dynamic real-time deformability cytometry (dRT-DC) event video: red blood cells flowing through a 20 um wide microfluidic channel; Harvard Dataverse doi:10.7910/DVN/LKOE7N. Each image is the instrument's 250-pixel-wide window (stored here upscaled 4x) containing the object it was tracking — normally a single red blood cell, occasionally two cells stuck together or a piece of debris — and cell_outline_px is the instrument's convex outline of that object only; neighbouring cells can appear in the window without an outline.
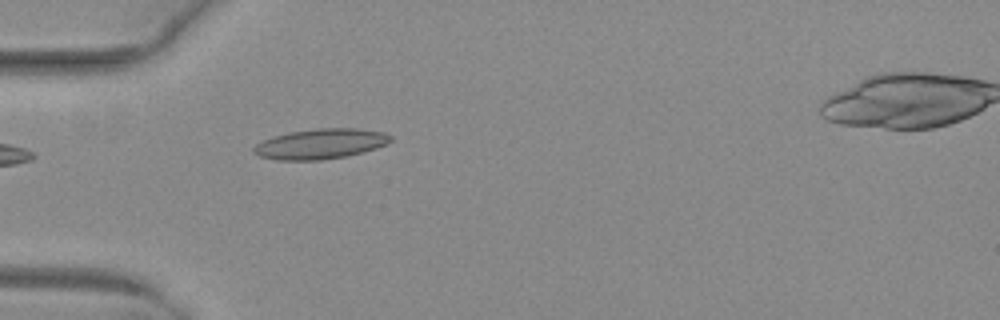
{"species": "common noctule bat (a hibernating species)", "species_latin": "Nyctalus noctula", "temperature_condition": "warm", "stored_images_in_passage": 34, "camera_frame_rate_fps": 3000, "um_per_image_px": 0.085, "animal": {"sex": "female", "body_mass_g": 29.2, "forearm_length_mm": 56.3}, "frame": {"image": 1, "passage_image": 1, "time_ms": 0.0, "image_size_px": [1000, 320], "cell_outline_px": [[392, 140], [388, 144], [376, 148], [348, 156], [320, 160], [276, 160], [260, 156], [252, 152], [252, 148], [256, 144], [264, 140], [276, 136], [292, 132], [316, 128], [356, 128], [384, 132], [392, 136]], "centroid_in_image_um": [27.28, 12.23], "position_along_channel_um": 57.7, "area_um2": 24.04}}
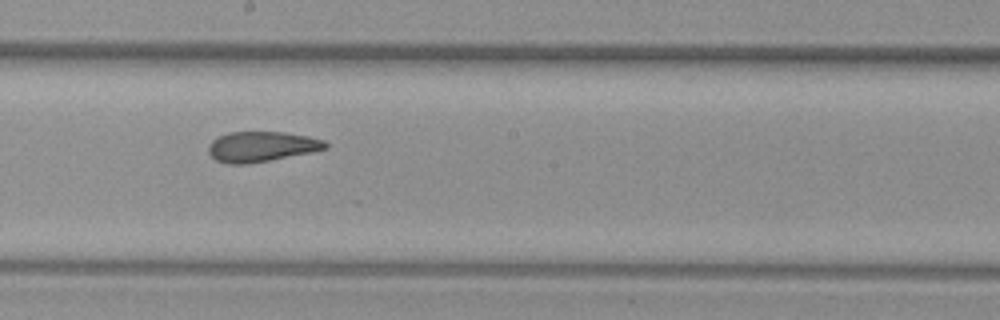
{"frame": {"image": 2, "passage_image": 14, "time_ms": 4.333, "image_size_px": [1000, 320], "cell_outline_px": [[328, 148], [312, 152], [248, 164], [228, 164], [216, 160], [208, 152], [208, 144], [212, 140], [228, 132], [284, 132], [308, 136], [324, 140], [328, 144]], "centroid_in_image_um": [22.23, 12.46], "position_along_channel_um": 226.0, "area_um2": 20.63}}
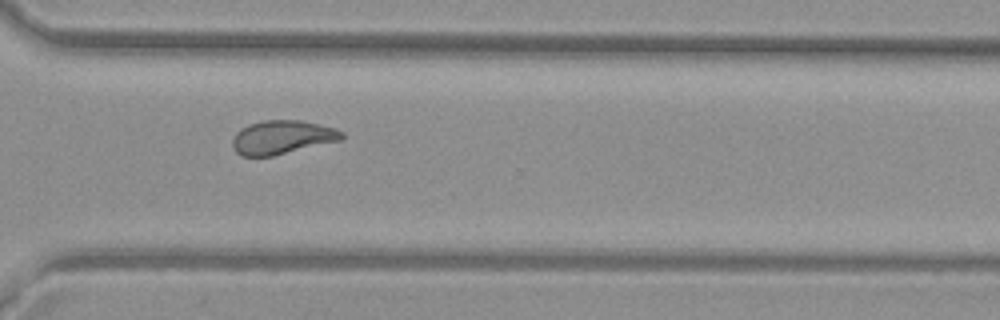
{"frame": {"image": 3, "passage_image": 23, "time_ms": 7.333, "image_size_px": [1000, 320], "cell_outline_px": [[344, 136], [340, 140], [272, 156], [244, 156], [236, 152], [232, 144], [232, 140], [236, 132], [240, 128], [248, 124], [264, 120], [300, 120], [336, 128], [344, 132]], "centroid_in_image_um": [23.96, 11.66], "position_along_channel_um": 346.6, "area_um2": 21.39}, "authors_computed_cell_mechanics": {"area_um2": 21.4727, "velocity_mm_per_s": 4.0301, "shape_relaxation_time_tau1_ms": null, "shape_relaxation_time_tau2_ms": 1.965, "deformation_change_tau1": null, "deformation_change_tau2": 0.0885}}